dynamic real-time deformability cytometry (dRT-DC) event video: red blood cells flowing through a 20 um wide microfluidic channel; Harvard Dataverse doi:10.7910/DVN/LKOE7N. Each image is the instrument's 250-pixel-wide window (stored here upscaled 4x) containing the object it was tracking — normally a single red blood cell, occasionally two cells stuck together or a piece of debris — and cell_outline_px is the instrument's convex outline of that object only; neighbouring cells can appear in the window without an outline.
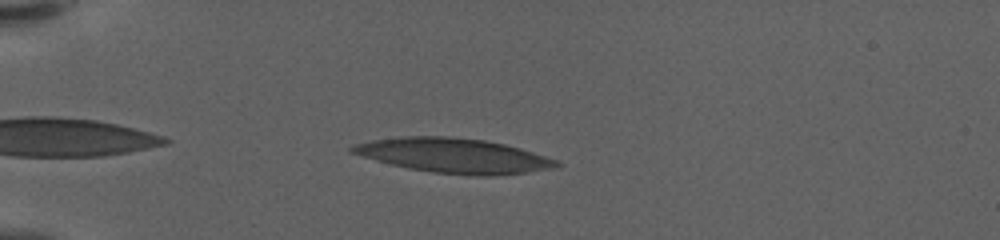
{"species": "human", "species_latin": "Homo sapiens", "temperature_condition": "warm", "stored_images_in_passage": 38, "camera_frame_rate_fps": 3000, "um_per_image_px": 0.085, "donor": {"sex": "female"}, "frame": {"image": 1, "passage_image": 3, "time_ms": 0.667, "image_size_px": [1000, 240], "cell_outline_px": [[564, 164], [560, 168], [528, 172], [484, 176], [468, 176], [432, 172], [408, 168], [376, 160], [348, 152], [348, 148], [356, 144], [372, 140], [404, 136], [448, 136], [484, 140], [504, 144], [520, 148], [556, 160]], "centroid_in_image_um": [38.6, 13.23], "position_along_channel_um": 46.4, "area_um2": 41.27}}
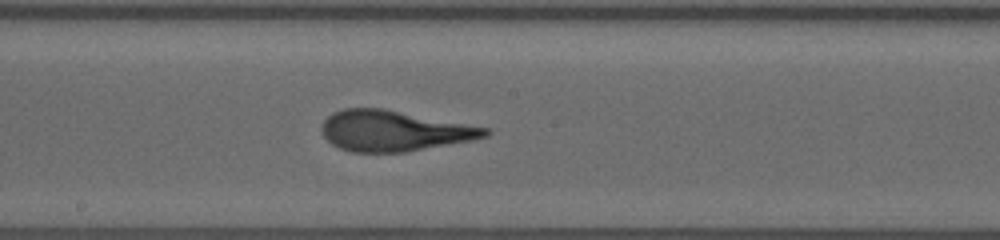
{"frame": {"image": 2, "passage_image": 20, "time_ms": 6.333, "image_size_px": [1000, 240], "cell_outline_px": [[492, 132], [488, 136], [472, 140], [404, 152], [352, 152], [340, 148], [332, 144], [324, 136], [320, 128], [324, 120], [332, 112], [344, 108], [380, 108], [488, 128]], "centroid_in_image_um": [33.45, 11.12], "position_along_channel_um": 214.8, "area_um2": 38.26}}
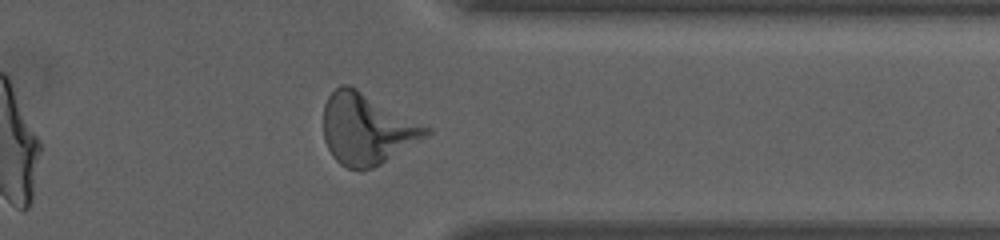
{"frame": {"image": 3, "passage_image": 34, "time_ms": 11.0, "image_size_px": [1000, 240], "cell_outline_px": [[432, 132], [380, 164], [372, 168], [348, 168], [340, 164], [332, 156], [324, 140], [324, 104], [328, 96], [340, 84], [348, 84], [356, 88], [432, 128]], "centroid_in_image_um": [31.16, 10.94], "position_along_channel_um": 380.2, "area_um2": 41.91}}